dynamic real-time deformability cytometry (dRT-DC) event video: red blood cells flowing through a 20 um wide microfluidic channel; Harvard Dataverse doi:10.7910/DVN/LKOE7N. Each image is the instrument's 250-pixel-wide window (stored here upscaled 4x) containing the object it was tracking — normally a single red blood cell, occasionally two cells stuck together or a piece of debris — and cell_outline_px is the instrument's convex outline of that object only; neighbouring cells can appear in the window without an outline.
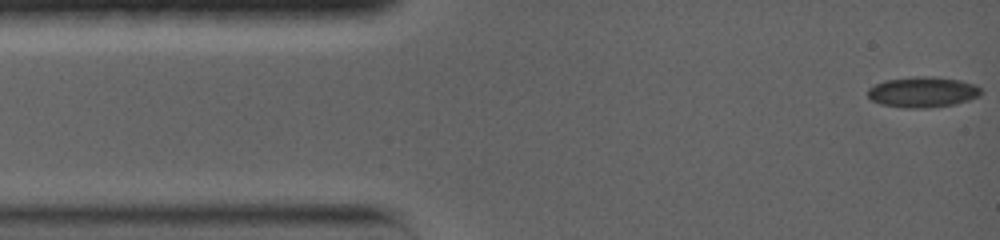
{"species": "common noctule bat (a hibernating species)", "species_latin": "Nyctalus noctula", "temperature_condition": "warm", "stored_images_in_passage": 41, "camera_frame_rate_fps": 5000, "um_per_image_px": 0.085, "animal": {"sex": "female", "body_mass_g": 19.0, "forearm_length_mm": 56.7}, "frame": {"image": 1, "passage_image": 1, "time_ms": 0.0, "image_size_px": [1000, 240], "cell_outline_px": [[980, 96], [956, 104], [924, 108], [904, 108], [880, 104], [872, 100], [868, 96], [868, 88], [884, 80], [916, 76], [932, 76], [960, 80], [976, 84], [980, 88]], "centroid_in_image_um": [78.43, 7.82], "position_along_channel_um": 6.6, "area_um2": 20.29}}
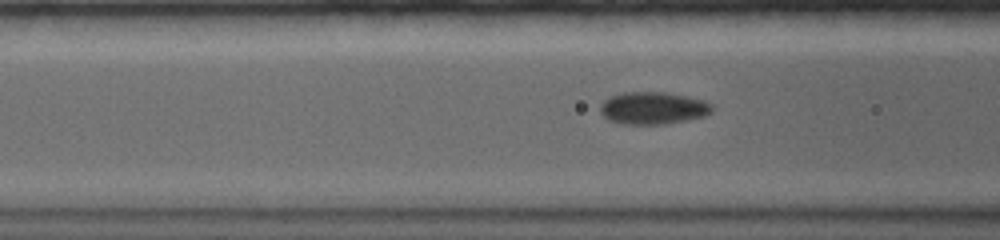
{"frame": {"image": 2, "passage_image": 29, "time_ms": 5.0, "image_size_px": [1000, 240], "cell_outline_px": [[712, 112], [704, 116], [664, 124], [624, 124], [608, 120], [600, 112], [600, 104], [608, 96], [624, 92], [664, 92], [688, 96], [704, 100], [712, 104]], "centroid_in_image_um": [55.48, 9.17], "position_along_channel_um": 111.1, "area_um2": 21.15}}
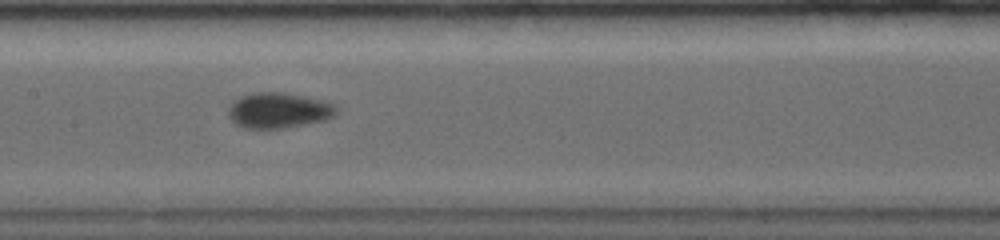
{"frame": {"image": 3, "passage_image": 40, "time_ms": 7.0, "image_size_px": [1000, 240], "cell_outline_px": [[336, 112], [328, 120], [284, 128], [244, 128], [236, 124], [228, 116], [228, 108], [240, 96], [256, 92], [284, 92], [320, 100], [336, 104]], "centroid_in_image_um": [23.68, 9.39], "position_along_channel_um": 183.7, "area_um2": 22.25}}